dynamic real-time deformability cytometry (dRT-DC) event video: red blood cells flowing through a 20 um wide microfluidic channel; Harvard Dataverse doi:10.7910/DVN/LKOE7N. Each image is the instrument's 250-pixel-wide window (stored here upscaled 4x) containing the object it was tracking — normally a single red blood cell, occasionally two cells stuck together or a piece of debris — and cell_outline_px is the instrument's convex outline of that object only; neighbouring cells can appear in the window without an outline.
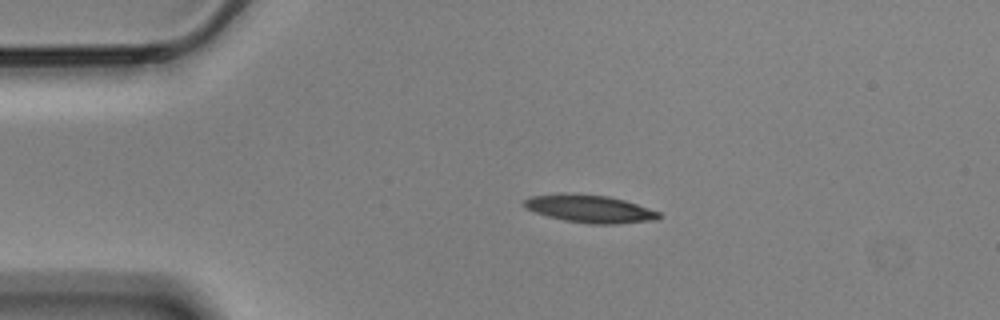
{"species": "Egyptian fruit bat (a non-hibernating species)", "species_latin": "Rousettus aegyptiacus", "temperature_condition": "cold", "stored_images_in_passage": 46, "camera_frame_rate_fps": 3000, "um_per_image_px": 0.085, "animal": {"sex": "male"}, "frame": {"image": 1, "passage_image": 1, "time_ms": 0.0, "image_size_px": [1000, 320], "cell_outline_px": [[660, 216], [656, 220], [616, 224], [588, 224], [564, 220], [548, 216], [536, 212], [528, 208], [524, 204], [524, 200], [532, 196], [556, 192], [564, 192], [608, 196], [624, 200], [660, 212]], "centroid_in_image_um": [50.12, 17.73], "position_along_channel_um": 34.9, "area_um2": 21.79}}
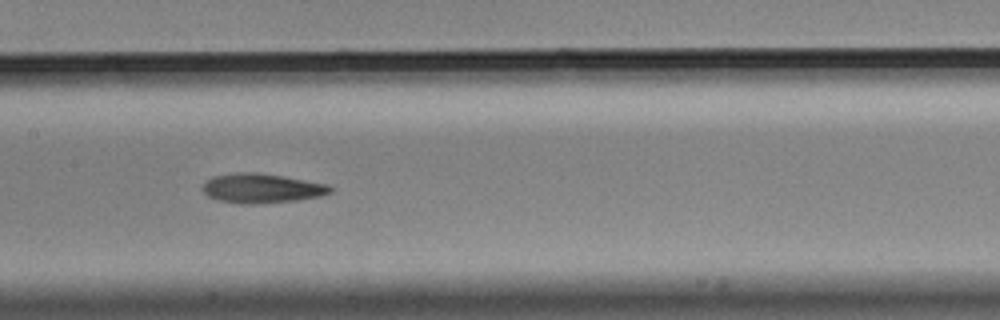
{"frame": {"image": 2, "passage_image": 17, "time_ms": 5.333, "image_size_px": [1000, 320], "cell_outline_px": [[332, 192], [320, 196], [300, 200], [252, 204], [240, 204], [220, 200], [208, 196], [200, 188], [204, 180], [212, 176], [236, 172], [256, 172], [328, 184], [332, 188]], "centroid_in_image_um": [22.19, 16.0], "position_along_channel_um": 185.2, "area_um2": 22.02}}
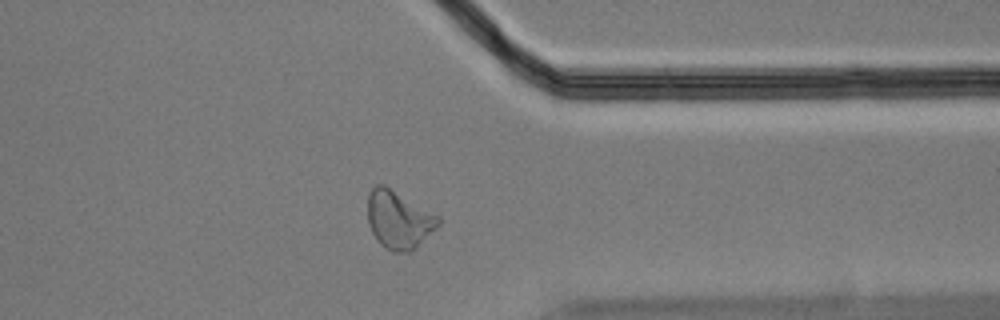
{"frame": {"image": 3, "passage_image": 34, "time_ms": 11.0, "image_size_px": [1000, 320], "cell_outline_px": [[440, 224], [412, 252], [392, 252], [384, 248], [380, 244], [372, 232], [368, 224], [368, 192], [376, 184], [384, 184], [440, 216]], "centroid_in_image_um": [33.89, 18.68], "position_along_channel_um": 377.5, "area_um2": 24.04}, "authors_computed_cell_mechanics": {"area_um2": 21.8773, "velocity_mm_per_s": 3.5017, "shape_relaxation_time_tau1_ms": null, "shape_relaxation_time_tau2_ms": 4.8127, "deformation_change_tau1": null, "deformation_change_tau2": 0.141}}